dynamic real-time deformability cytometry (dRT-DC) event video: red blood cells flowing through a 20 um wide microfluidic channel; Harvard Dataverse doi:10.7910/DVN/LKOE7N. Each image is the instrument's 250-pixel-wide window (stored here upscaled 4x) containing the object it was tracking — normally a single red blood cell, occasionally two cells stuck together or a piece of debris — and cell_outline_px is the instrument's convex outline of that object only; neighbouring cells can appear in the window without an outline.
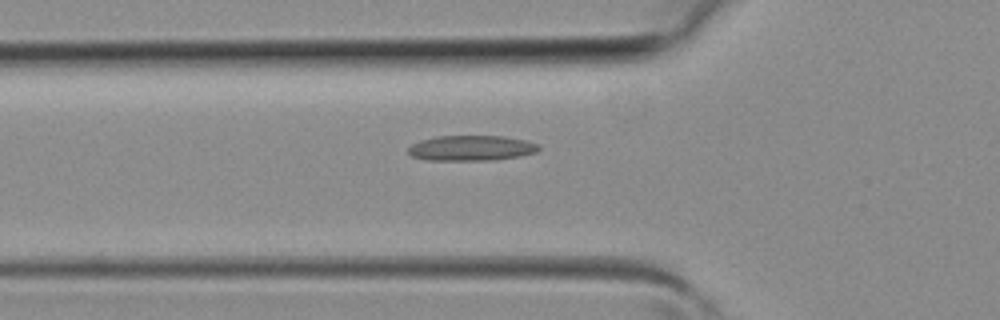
{"species": "common noctule bat (a hibernating species)", "species_latin": "Nyctalus noctula", "temperature_condition": "room temperature", "stored_images_in_passage": 3, "camera_frame_rate_fps": 3000, "um_per_image_px": 0.085, "animal": {"sex": "female", "body_mass_g": 19.3, "forearm_length_mm": 54.1}, "frame": {"image": 1, "passage_image": 3, "time_ms": 0.667, "image_size_px": [1000, 320], "cell_outline_px": [[540, 148], [536, 152], [520, 156], [496, 160], [428, 160], [412, 156], [408, 152], [408, 148], [412, 144], [420, 140], [436, 136], [504, 136], [524, 140], [540, 144]], "centroid_in_image_um": [40.07, 12.58], "position_along_channel_um": 85.7, "area_um2": 19.31}}